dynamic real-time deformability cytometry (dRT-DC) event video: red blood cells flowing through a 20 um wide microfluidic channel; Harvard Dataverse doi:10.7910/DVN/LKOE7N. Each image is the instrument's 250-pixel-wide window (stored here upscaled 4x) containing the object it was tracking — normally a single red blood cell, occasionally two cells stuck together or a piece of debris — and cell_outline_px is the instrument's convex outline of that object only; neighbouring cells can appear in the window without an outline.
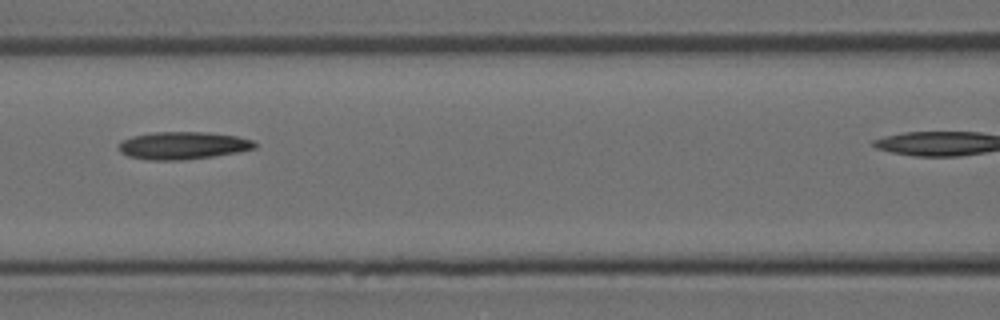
{"species": "Egyptian fruit bat (a non-hibernating species)", "species_latin": "Rousettus aegyptiacus", "temperature_condition": "room temperature", "stored_images_in_passage": 4, "camera_frame_rate_fps": 3000, "um_per_image_px": 0.085, "animal": {"sex": "female"}, "frame": {"image": 1, "passage_image": 3, "time_ms": 0.667, "image_size_px": [1000, 320], "cell_outline_px": [[256, 148], [236, 152], [212, 156], [180, 160], [148, 160], [128, 156], [120, 152], [120, 140], [132, 136], [152, 132], [204, 132], [236, 136], [252, 140], [256, 144]], "centroid_in_image_um": [15.51, 12.36], "position_along_channel_um": 151.1, "area_um2": 21.68}}